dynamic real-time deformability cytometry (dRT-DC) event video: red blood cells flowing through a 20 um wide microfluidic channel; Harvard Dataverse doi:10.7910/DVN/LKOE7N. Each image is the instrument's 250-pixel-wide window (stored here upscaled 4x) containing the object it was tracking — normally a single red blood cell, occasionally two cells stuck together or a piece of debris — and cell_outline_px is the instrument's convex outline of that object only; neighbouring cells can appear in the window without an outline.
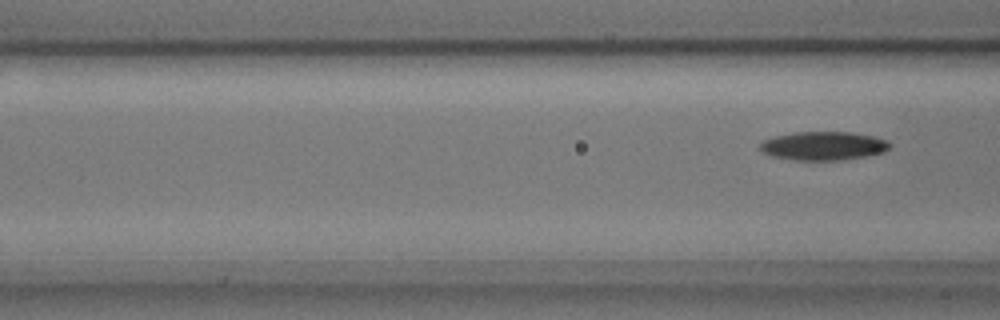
{"species": "common noctule bat (a hibernating species)", "species_latin": "Nyctalus noctula", "temperature_condition": "cold", "stored_images_in_passage": 6, "camera_frame_rate_fps": 3000, "um_per_image_px": 0.085, "animal": {"sex": "male", "body_mass_g": 17.9, "forearm_length_mm": 54.2}, "frame": {"image": 1, "passage_image": 6, "time_ms": 1.667, "image_size_px": [1000, 320], "cell_outline_px": [[892, 144], [884, 152], [868, 156], [844, 160], [796, 160], [772, 156], [764, 152], [760, 148], [760, 144], [764, 140], [776, 136], [796, 132], [852, 132], [872, 136], [888, 140]], "centroid_in_image_um": [70.04, 12.4], "position_along_channel_um": 96.6, "area_um2": 21.62}}